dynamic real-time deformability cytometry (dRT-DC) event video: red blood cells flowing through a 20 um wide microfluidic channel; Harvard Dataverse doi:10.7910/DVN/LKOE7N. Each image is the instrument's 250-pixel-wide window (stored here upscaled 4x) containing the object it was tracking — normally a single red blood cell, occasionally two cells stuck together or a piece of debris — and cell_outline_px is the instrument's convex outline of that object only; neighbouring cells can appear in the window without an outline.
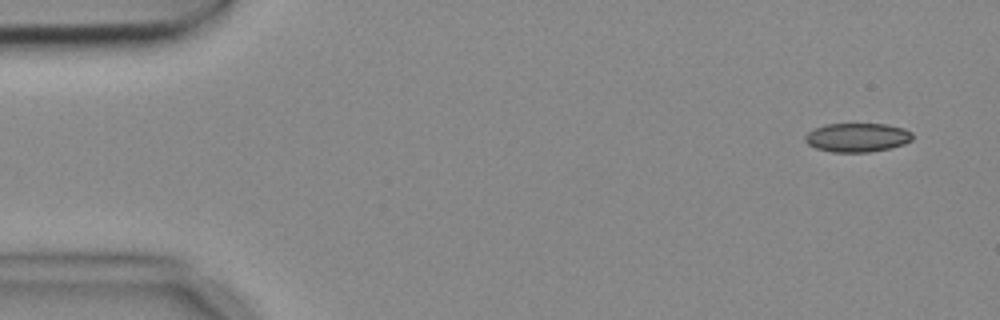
{"species": "common noctule bat (a hibernating species)", "species_latin": "Nyctalus noctula", "temperature_condition": "cold", "stored_images_in_passage": 5, "camera_frame_rate_fps": 3000, "um_per_image_px": 0.085, "animal": {"sex": "female", "body_mass_g": 18.4}, "frame": {"image": 1, "passage_image": 1, "time_ms": 0.0, "image_size_px": [1000, 320], "cell_outline_px": [[912, 140], [904, 144], [892, 148], [868, 152], [832, 152], [816, 148], [808, 144], [804, 140], [804, 136], [812, 128], [824, 124], [884, 124], [904, 128], [912, 132]], "centroid_in_image_um": [72.85, 11.68], "position_along_channel_um": 12.2, "area_um2": 18.26}}
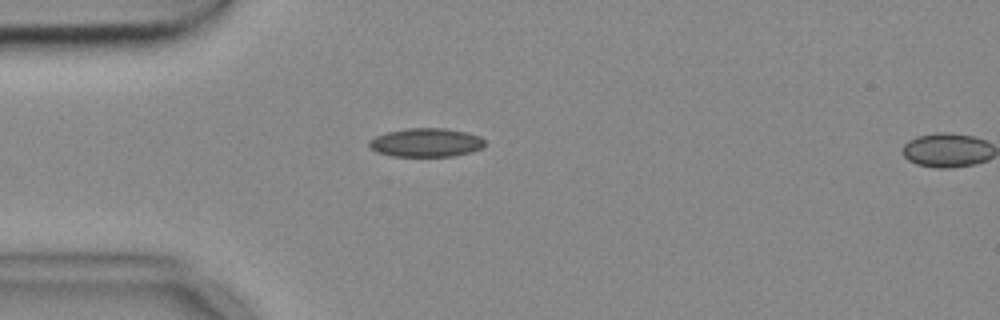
{"frame": {"image": 2, "passage_image": 4, "time_ms": 1.0, "image_size_px": [1000, 320], "cell_outline_px": [[484, 144], [480, 148], [472, 152], [456, 156], [392, 156], [376, 152], [368, 144], [368, 140], [376, 136], [388, 132], [408, 128], [444, 128], [468, 132], [480, 136], [484, 140]], "centroid_in_image_um": [36.22, 12.12], "position_along_channel_um": 48.8, "area_um2": 19.36}}